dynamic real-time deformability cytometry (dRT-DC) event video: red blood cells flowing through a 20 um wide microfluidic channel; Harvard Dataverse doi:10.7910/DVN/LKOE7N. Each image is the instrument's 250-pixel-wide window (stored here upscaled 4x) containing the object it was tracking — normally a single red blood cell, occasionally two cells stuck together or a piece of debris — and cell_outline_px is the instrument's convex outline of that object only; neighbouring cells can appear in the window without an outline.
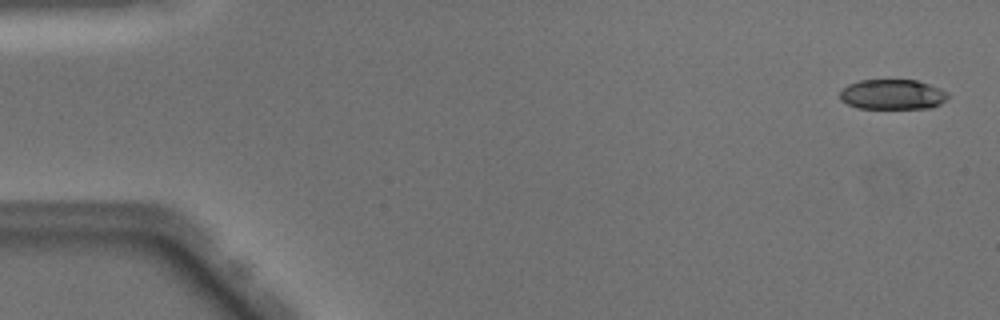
{"species": "Egyptian fruit bat (a non-hibernating species)", "species_latin": "Rousettus aegyptiacus", "temperature_condition": "warm", "stored_images_in_passage": 50, "camera_frame_rate_fps": 3000, "um_per_image_px": 0.085, "animal": {"sex": "male"}, "frame": {"image": 1, "passage_image": 2, "time_ms": 0.333, "image_size_px": [1000, 320], "cell_outline_px": [[948, 96], [940, 104], [932, 108], [856, 108], [840, 100], [840, 92], [848, 84], [860, 80], [916, 80], [940, 88], [948, 92]], "centroid_in_image_um": [75.85, 8.03], "position_along_channel_um": 9.1, "area_um2": 18.9}}
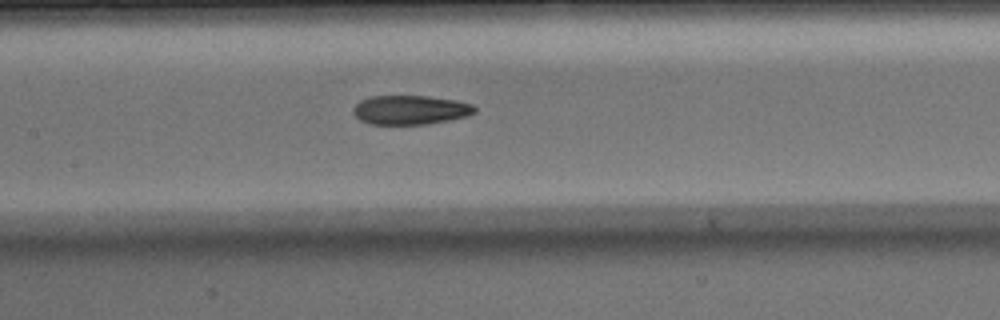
{"frame": {"image": 2, "passage_image": 24, "time_ms": 7.667, "image_size_px": [1000, 320], "cell_outline_px": [[476, 112], [468, 116], [428, 124], [368, 124], [360, 120], [352, 112], [352, 108], [360, 100], [372, 96], [428, 96], [456, 100], [472, 104], [476, 108]], "centroid_in_image_um": [34.87, 9.34], "position_along_channel_um": 172.5, "area_um2": 20.75}}
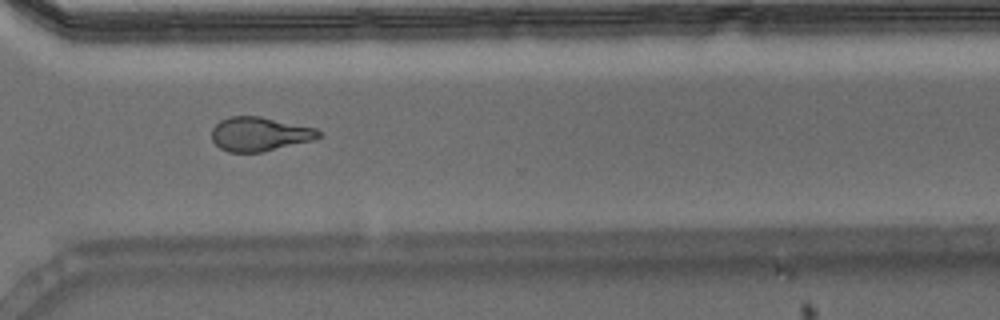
{"frame": {"image": 3, "passage_image": 37, "time_ms": 12.0, "image_size_px": [1000, 320], "cell_outline_px": [[320, 136], [312, 140], [264, 152], [228, 152], [220, 148], [212, 140], [212, 128], [220, 120], [228, 116], [260, 116], [316, 128], [320, 132]], "centroid_in_image_um": [22.04, 11.39], "position_along_channel_um": 348.6, "area_um2": 21.21}, "authors_computed_cell_mechanics": {"area_um2": 21.3282, "velocity_mm_per_s": 4.0716, "shape_relaxation_time_tau1_ms": null, "shape_relaxation_time_tau2_ms": 2.7585, "deformation_change_tau1": null, "deformation_change_tau2": 0.1089}}